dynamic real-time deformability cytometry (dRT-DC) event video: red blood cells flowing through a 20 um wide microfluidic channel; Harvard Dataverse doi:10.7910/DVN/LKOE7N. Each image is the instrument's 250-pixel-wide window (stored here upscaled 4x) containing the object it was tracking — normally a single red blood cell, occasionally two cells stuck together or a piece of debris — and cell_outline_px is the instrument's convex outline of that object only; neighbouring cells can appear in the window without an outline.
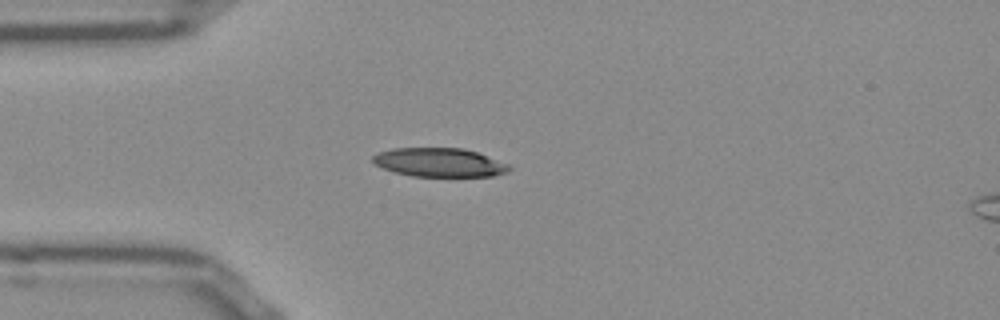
{"species": "Egyptian fruit bat (a non-hibernating species)", "species_latin": "Rousettus aegyptiacus", "temperature_condition": "room temperature", "stored_images_in_passage": 32, "camera_frame_rate_fps": 3000, "um_per_image_px": 0.085, "frame": {"image": 1, "passage_image": 1, "time_ms": 0.0, "image_size_px": [1000, 320], "cell_outline_px": [[512, 168], [508, 172], [492, 176], [412, 176], [392, 172], [376, 164], [372, 160], [372, 156], [380, 152], [392, 148], [464, 148], [476, 152], [508, 164]], "centroid_in_image_um": [37.34, 13.81], "position_along_channel_um": 47.7, "area_um2": 22.77}}
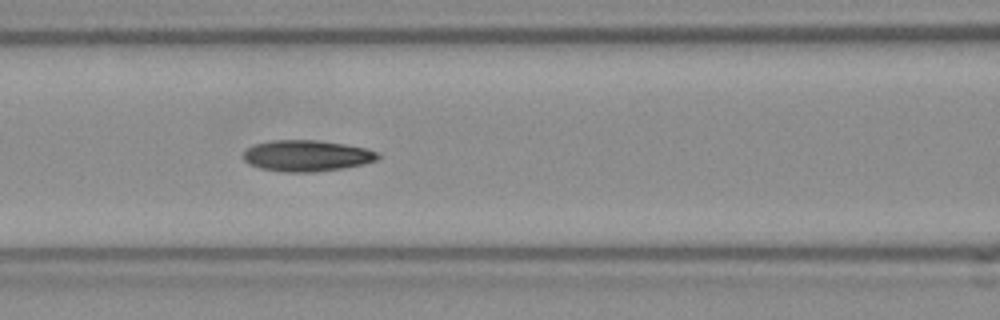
{"frame": {"image": 2, "passage_image": 9, "time_ms": 2.667, "image_size_px": [1000, 320], "cell_outline_px": [[380, 156], [376, 160], [364, 164], [344, 168], [316, 172], [288, 172], [260, 168], [248, 164], [244, 160], [244, 152], [248, 148], [256, 144], [272, 140], [316, 140], [344, 144], [364, 148], [380, 152]], "centroid_in_image_um": [26.1, 13.24], "position_along_channel_um": 140.5, "area_um2": 24.39}}
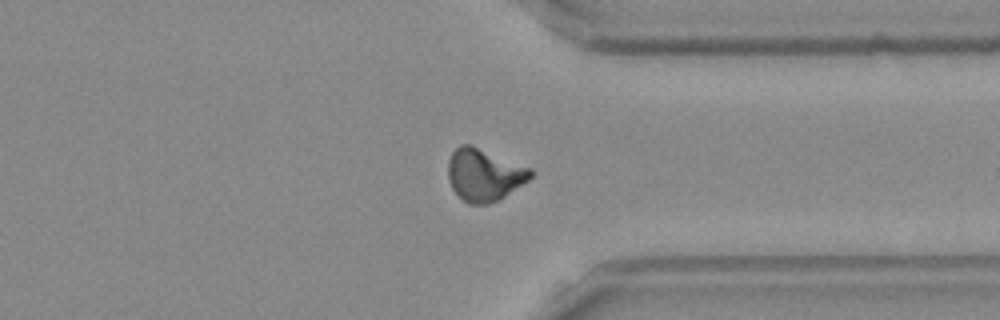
{"frame": {"image": 3, "passage_image": 27, "time_ms": 8.667, "image_size_px": [1000, 320], "cell_outline_px": [[536, 172], [528, 180], [504, 196], [488, 204], [468, 204], [452, 188], [448, 180], [448, 160], [452, 152], [460, 144], [472, 144], [532, 168]], "centroid_in_image_um": [41.16, 14.82], "position_along_channel_um": 370.2, "area_um2": 25.26}, "authors_computed_cell_mechanics": {"area_um2": 23.9581, "velocity_mm_per_s": 3.8764, "shape_relaxation_time_tau1_ms": null, "shape_relaxation_time_tau2_ms": 3.2493, "deformation_change_tau1": null, "deformation_change_tau2": 0.1028}}